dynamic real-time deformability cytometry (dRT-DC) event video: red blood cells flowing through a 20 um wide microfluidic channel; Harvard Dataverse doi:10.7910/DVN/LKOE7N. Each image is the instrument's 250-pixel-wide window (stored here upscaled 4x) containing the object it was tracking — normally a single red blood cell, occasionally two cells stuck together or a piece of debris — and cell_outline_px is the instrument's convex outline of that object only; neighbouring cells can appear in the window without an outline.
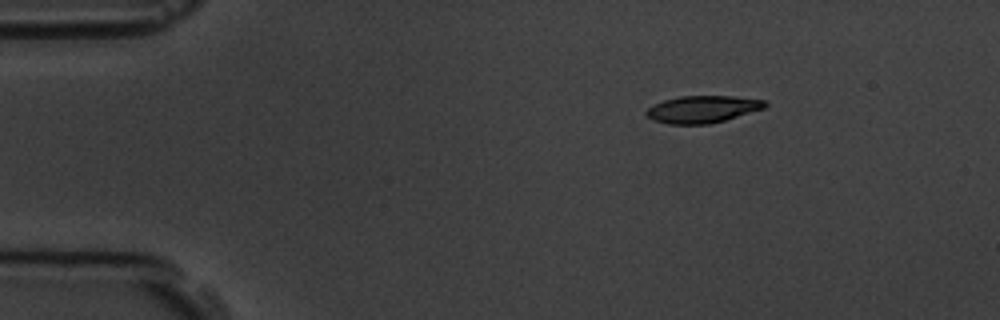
{"species": "common noctule bat (a hibernating species)", "species_latin": "Nyctalus noctula", "temperature_condition": "room temperature", "stored_images_in_passage": 5, "camera_frame_rate_fps": 3000, "um_per_image_px": 0.085, "animal": {"sex": "male", "body_mass_g": 19.5, "forearm_length_mm": 54.6}, "frame": {"image": 1, "passage_image": 1, "time_ms": 0.0, "image_size_px": [1000, 320], "cell_outline_px": [[768, 104], [764, 108], [724, 120], [708, 124], [668, 124], [652, 120], [644, 112], [652, 104], [664, 100], [680, 96], [732, 96], [764, 100]], "centroid_in_image_um": [59.67, 9.28], "position_along_channel_um": 25.3, "area_um2": 18.67}}
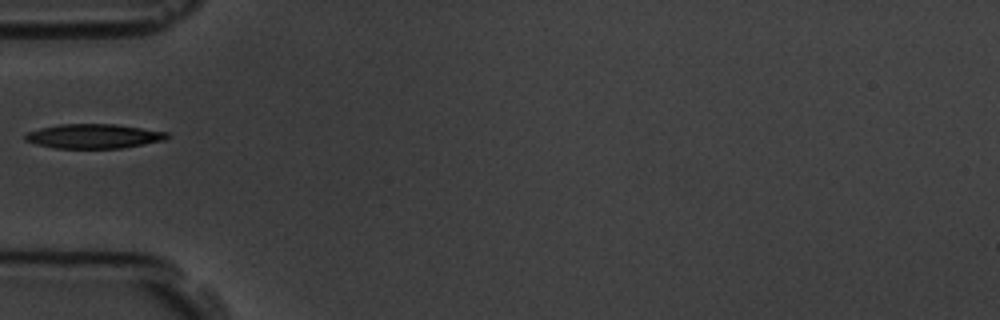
{"frame": {"image": 2, "passage_image": 4, "time_ms": 3.333, "image_size_px": [1000, 320], "cell_outline_px": [[172, 136], [164, 140], [120, 148], [56, 148], [36, 144], [24, 140], [24, 136], [28, 132], [40, 128], [60, 124], [116, 124], [168, 132]], "centroid_in_image_um": [7.97, 11.57], "position_along_channel_um": 77.0, "area_um2": 20.11}}
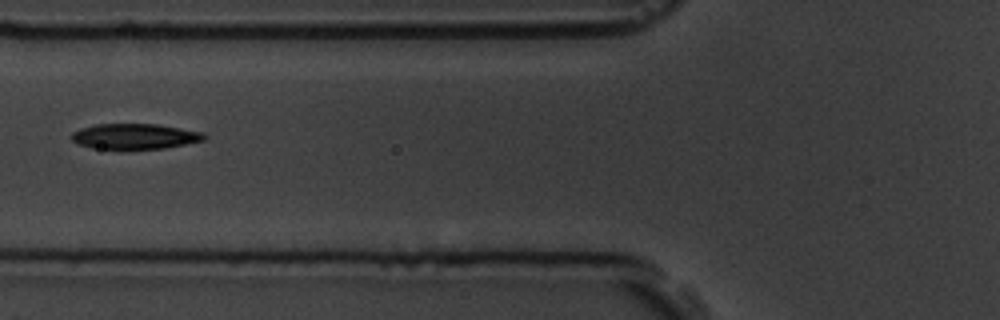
{"frame": {"image": 3, "passage_image": 5, "time_ms": 4.333, "image_size_px": [1000, 320], "cell_outline_px": [[208, 136], [204, 140], [164, 148], [92, 148], [76, 144], [72, 140], [72, 132], [80, 128], [96, 124], [156, 124], [204, 132]], "centroid_in_image_um": [11.45, 11.58], "position_along_channel_um": 114.4, "area_um2": 19.48}}